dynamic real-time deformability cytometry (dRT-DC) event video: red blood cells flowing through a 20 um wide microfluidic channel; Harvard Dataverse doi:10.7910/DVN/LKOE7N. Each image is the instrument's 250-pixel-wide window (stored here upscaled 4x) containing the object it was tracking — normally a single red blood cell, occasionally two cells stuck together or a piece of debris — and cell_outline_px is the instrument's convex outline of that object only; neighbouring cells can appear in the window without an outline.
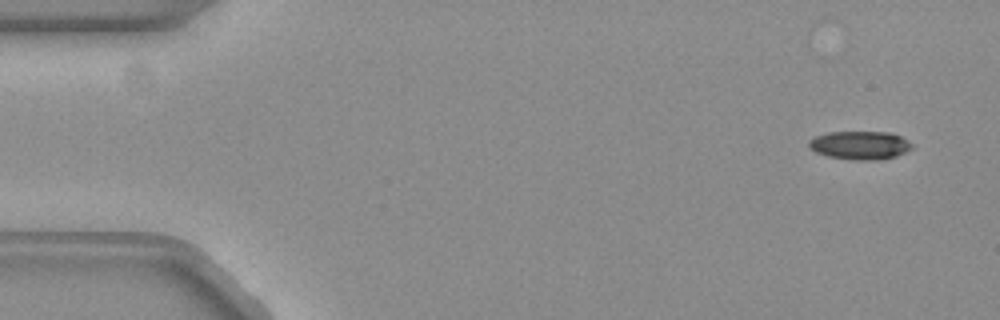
{"species": "common noctule bat (a hibernating species)", "species_latin": "Nyctalus noctula", "temperature_condition": "warm", "stored_images_in_passage": 30, "camera_frame_rate_fps": 3000, "um_per_image_px": 0.085, "animal": {"sex": "female", "body_mass_g": 19.3, "forearm_length_mm": 54.1}, "frame": {"image": 1, "passage_image": 3, "time_ms": 0.667, "image_size_px": [1000, 320], "cell_outline_px": [[912, 148], [896, 156], [864, 160], [860, 160], [828, 156], [816, 152], [808, 144], [816, 136], [832, 132], [888, 132], [900, 136], [912, 144]], "centroid_in_image_um": [73.11, 12.33], "position_along_channel_um": 11.9, "area_um2": 16.42}}
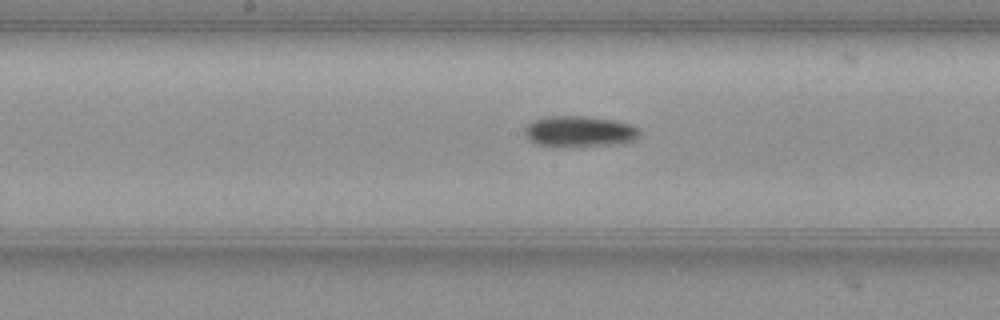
{"frame": {"image": 2, "passage_image": 27, "time_ms": 8.667, "image_size_px": [1000, 320], "cell_outline_px": [[640, 132], [632, 140], [616, 144], [564, 148], [560, 148], [536, 144], [528, 140], [524, 136], [524, 128], [532, 120], [544, 116], [584, 116], [616, 120], [632, 124]], "centroid_in_image_um": [49.16, 11.18], "position_along_channel_um": 199.0, "area_um2": 21.21}}
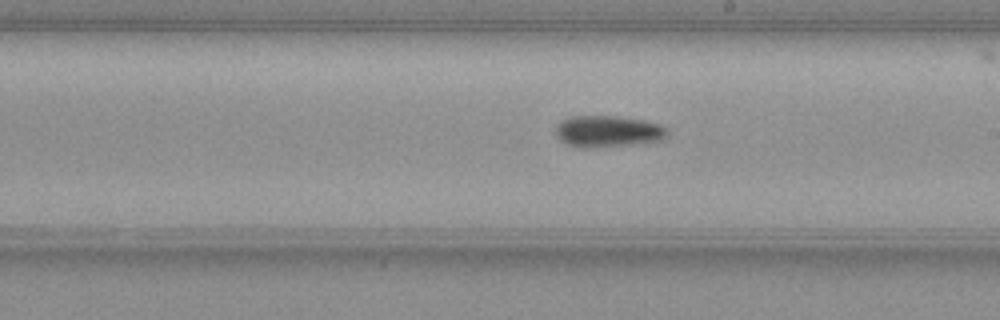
{"frame": {"image": 3, "passage_image": 30, "time_ms": 9.667, "image_size_px": [1000, 320], "cell_outline_px": [[668, 136], [664, 140], [644, 144], [592, 148], [580, 148], [568, 144], [560, 140], [556, 136], [556, 124], [568, 116], [616, 116], [644, 120], [660, 124], [664, 128]], "centroid_in_image_um": [51.68, 11.18], "position_along_channel_um": 237.3, "area_um2": 20.98}}